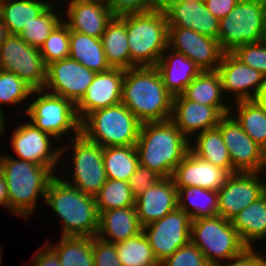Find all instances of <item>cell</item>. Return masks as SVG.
<instances>
[{
    "label": "cell",
    "instance_id": "obj_1",
    "mask_svg": "<svg viewBox=\"0 0 266 266\" xmlns=\"http://www.w3.org/2000/svg\"><path fill=\"white\" fill-rule=\"evenodd\" d=\"M121 102L141 123L171 120L173 96L155 66L125 70Z\"/></svg>",
    "mask_w": 266,
    "mask_h": 266
},
{
    "label": "cell",
    "instance_id": "obj_2",
    "mask_svg": "<svg viewBox=\"0 0 266 266\" xmlns=\"http://www.w3.org/2000/svg\"><path fill=\"white\" fill-rule=\"evenodd\" d=\"M139 163L170 178L190 150V140L171 121L142 123L136 143Z\"/></svg>",
    "mask_w": 266,
    "mask_h": 266
},
{
    "label": "cell",
    "instance_id": "obj_3",
    "mask_svg": "<svg viewBox=\"0 0 266 266\" xmlns=\"http://www.w3.org/2000/svg\"><path fill=\"white\" fill-rule=\"evenodd\" d=\"M44 201L63 221L61 236L97 235L99 213L95 196L84 194L55 174L49 181Z\"/></svg>",
    "mask_w": 266,
    "mask_h": 266
},
{
    "label": "cell",
    "instance_id": "obj_4",
    "mask_svg": "<svg viewBox=\"0 0 266 266\" xmlns=\"http://www.w3.org/2000/svg\"><path fill=\"white\" fill-rule=\"evenodd\" d=\"M0 170L7 183L9 211L16 216L29 217L36 209L39 194L45 199L54 173L48 167L3 155L0 157Z\"/></svg>",
    "mask_w": 266,
    "mask_h": 266
},
{
    "label": "cell",
    "instance_id": "obj_5",
    "mask_svg": "<svg viewBox=\"0 0 266 266\" xmlns=\"http://www.w3.org/2000/svg\"><path fill=\"white\" fill-rule=\"evenodd\" d=\"M130 68L156 66L168 47V24L162 7L126 14Z\"/></svg>",
    "mask_w": 266,
    "mask_h": 266
},
{
    "label": "cell",
    "instance_id": "obj_6",
    "mask_svg": "<svg viewBox=\"0 0 266 266\" xmlns=\"http://www.w3.org/2000/svg\"><path fill=\"white\" fill-rule=\"evenodd\" d=\"M142 123L121 102L89 113L81 121V133L103 148L136 145Z\"/></svg>",
    "mask_w": 266,
    "mask_h": 266
},
{
    "label": "cell",
    "instance_id": "obj_7",
    "mask_svg": "<svg viewBox=\"0 0 266 266\" xmlns=\"http://www.w3.org/2000/svg\"><path fill=\"white\" fill-rule=\"evenodd\" d=\"M190 241L212 266L236 257L248 248L231 221L219 215L192 220Z\"/></svg>",
    "mask_w": 266,
    "mask_h": 266
},
{
    "label": "cell",
    "instance_id": "obj_8",
    "mask_svg": "<svg viewBox=\"0 0 266 266\" xmlns=\"http://www.w3.org/2000/svg\"><path fill=\"white\" fill-rule=\"evenodd\" d=\"M31 97L35 100L28 106L26 113L38 129L57 139L71 131L74 136L81 133V121L75 104L70 100L44 89L33 90Z\"/></svg>",
    "mask_w": 266,
    "mask_h": 266
},
{
    "label": "cell",
    "instance_id": "obj_9",
    "mask_svg": "<svg viewBox=\"0 0 266 266\" xmlns=\"http://www.w3.org/2000/svg\"><path fill=\"white\" fill-rule=\"evenodd\" d=\"M265 5L266 0H239L228 15L220 19L217 40L224 53L260 40Z\"/></svg>",
    "mask_w": 266,
    "mask_h": 266
},
{
    "label": "cell",
    "instance_id": "obj_10",
    "mask_svg": "<svg viewBox=\"0 0 266 266\" xmlns=\"http://www.w3.org/2000/svg\"><path fill=\"white\" fill-rule=\"evenodd\" d=\"M0 63L4 71L12 72L33 90L43 89L47 65L38 48L27 44L19 35L8 34L0 46Z\"/></svg>",
    "mask_w": 266,
    "mask_h": 266
},
{
    "label": "cell",
    "instance_id": "obj_11",
    "mask_svg": "<svg viewBox=\"0 0 266 266\" xmlns=\"http://www.w3.org/2000/svg\"><path fill=\"white\" fill-rule=\"evenodd\" d=\"M71 143H74L71 151L74 154L71 160L74 166L73 181L71 183L70 179L67 181L65 178L64 181L84 194L95 196L107 181L103 163L104 148L88 140L82 133L75 136Z\"/></svg>",
    "mask_w": 266,
    "mask_h": 266
},
{
    "label": "cell",
    "instance_id": "obj_12",
    "mask_svg": "<svg viewBox=\"0 0 266 266\" xmlns=\"http://www.w3.org/2000/svg\"><path fill=\"white\" fill-rule=\"evenodd\" d=\"M191 221L185 211L177 208L163 218L142 227L159 263L190 242Z\"/></svg>",
    "mask_w": 266,
    "mask_h": 266
},
{
    "label": "cell",
    "instance_id": "obj_13",
    "mask_svg": "<svg viewBox=\"0 0 266 266\" xmlns=\"http://www.w3.org/2000/svg\"><path fill=\"white\" fill-rule=\"evenodd\" d=\"M224 143L236 172L264 173L266 152L254 142L230 115H225L219 122Z\"/></svg>",
    "mask_w": 266,
    "mask_h": 266
},
{
    "label": "cell",
    "instance_id": "obj_14",
    "mask_svg": "<svg viewBox=\"0 0 266 266\" xmlns=\"http://www.w3.org/2000/svg\"><path fill=\"white\" fill-rule=\"evenodd\" d=\"M18 126L15 128L10 139L12 149L19 156L17 159L48 167L55 173L54 167L59 162L62 154L66 153V145L65 148L64 146L61 148L57 147V149L55 147L53 151L51 141L54 140V137L50 134L41 131L30 121Z\"/></svg>",
    "mask_w": 266,
    "mask_h": 266
},
{
    "label": "cell",
    "instance_id": "obj_15",
    "mask_svg": "<svg viewBox=\"0 0 266 266\" xmlns=\"http://www.w3.org/2000/svg\"><path fill=\"white\" fill-rule=\"evenodd\" d=\"M259 172H236L217 191L218 215L231 221L249 204L265 194Z\"/></svg>",
    "mask_w": 266,
    "mask_h": 266
},
{
    "label": "cell",
    "instance_id": "obj_16",
    "mask_svg": "<svg viewBox=\"0 0 266 266\" xmlns=\"http://www.w3.org/2000/svg\"><path fill=\"white\" fill-rule=\"evenodd\" d=\"M168 47L192 60L201 71L217 70L224 54L217 39L177 26H168Z\"/></svg>",
    "mask_w": 266,
    "mask_h": 266
},
{
    "label": "cell",
    "instance_id": "obj_17",
    "mask_svg": "<svg viewBox=\"0 0 266 266\" xmlns=\"http://www.w3.org/2000/svg\"><path fill=\"white\" fill-rule=\"evenodd\" d=\"M96 73L71 58L47 65V78L43 89L77 104L87 92Z\"/></svg>",
    "mask_w": 266,
    "mask_h": 266
},
{
    "label": "cell",
    "instance_id": "obj_18",
    "mask_svg": "<svg viewBox=\"0 0 266 266\" xmlns=\"http://www.w3.org/2000/svg\"><path fill=\"white\" fill-rule=\"evenodd\" d=\"M231 107H213L190 100L182 95L173 97L171 121L192 143L193 133L216 128L220 120L231 113ZM190 137V138H189Z\"/></svg>",
    "mask_w": 266,
    "mask_h": 266
},
{
    "label": "cell",
    "instance_id": "obj_19",
    "mask_svg": "<svg viewBox=\"0 0 266 266\" xmlns=\"http://www.w3.org/2000/svg\"><path fill=\"white\" fill-rule=\"evenodd\" d=\"M168 26L195 30L201 35L218 38L219 23L206 8L205 3L197 0H162Z\"/></svg>",
    "mask_w": 266,
    "mask_h": 266
},
{
    "label": "cell",
    "instance_id": "obj_20",
    "mask_svg": "<svg viewBox=\"0 0 266 266\" xmlns=\"http://www.w3.org/2000/svg\"><path fill=\"white\" fill-rule=\"evenodd\" d=\"M217 72L220 75L223 93L231 92L236 101L255 100L264 85L263 74L242 63L232 53L223 54Z\"/></svg>",
    "mask_w": 266,
    "mask_h": 266
},
{
    "label": "cell",
    "instance_id": "obj_21",
    "mask_svg": "<svg viewBox=\"0 0 266 266\" xmlns=\"http://www.w3.org/2000/svg\"><path fill=\"white\" fill-rule=\"evenodd\" d=\"M124 75L125 70L121 68H110L96 73L87 92L75 105L80 121L97 109L121 103Z\"/></svg>",
    "mask_w": 266,
    "mask_h": 266
},
{
    "label": "cell",
    "instance_id": "obj_22",
    "mask_svg": "<svg viewBox=\"0 0 266 266\" xmlns=\"http://www.w3.org/2000/svg\"><path fill=\"white\" fill-rule=\"evenodd\" d=\"M230 176L227 170L199 158L189 150L174 169L171 178L177 189L201 187L218 191Z\"/></svg>",
    "mask_w": 266,
    "mask_h": 266
},
{
    "label": "cell",
    "instance_id": "obj_23",
    "mask_svg": "<svg viewBox=\"0 0 266 266\" xmlns=\"http://www.w3.org/2000/svg\"><path fill=\"white\" fill-rule=\"evenodd\" d=\"M113 17L105 0H73L67 6L69 20L63 22L70 31L101 38Z\"/></svg>",
    "mask_w": 266,
    "mask_h": 266
},
{
    "label": "cell",
    "instance_id": "obj_24",
    "mask_svg": "<svg viewBox=\"0 0 266 266\" xmlns=\"http://www.w3.org/2000/svg\"><path fill=\"white\" fill-rule=\"evenodd\" d=\"M135 207L142 227L163 218L178 208V190L173 179L162 178L135 198Z\"/></svg>",
    "mask_w": 266,
    "mask_h": 266
},
{
    "label": "cell",
    "instance_id": "obj_25",
    "mask_svg": "<svg viewBox=\"0 0 266 266\" xmlns=\"http://www.w3.org/2000/svg\"><path fill=\"white\" fill-rule=\"evenodd\" d=\"M163 84L173 96L181 95L201 72V69L182 53L167 47L156 64Z\"/></svg>",
    "mask_w": 266,
    "mask_h": 266
},
{
    "label": "cell",
    "instance_id": "obj_26",
    "mask_svg": "<svg viewBox=\"0 0 266 266\" xmlns=\"http://www.w3.org/2000/svg\"><path fill=\"white\" fill-rule=\"evenodd\" d=\"M141 232L142 226L135 206L111 209L99 214V228L96 236L103 241L116 244Z\"/></svg>",
    "mask_w": 266,
    "mask_h": 266
},
{
    "label": "cell",
    "instance_id": "obj_27",
    "mask_svg": "<svg viewBox=\"0 0 266 266\" xmlns=\"http://www.w3.org/2000/svg\"><path fill=\"white\" fill-rule=\"evenodd\" d=\"M107 63L111 68L130 69L126 15L114 16L101 36Z\"/></svg>",
    "mask_w": 266,
    "mask_h": 266
},
{
    "label": "cell",
    "instance_id": "obj_28",
    "mask_svg": "<svg viewBox=\"0 0 266 266\" xmlns=\"http://www.w3.org/2000/svg\"><path fill=\"white\" fill-rule=\"evenodd\" d=\"M231 223L242 242L252 248L253 241L266 236V193L239 212Z\"/></svg>",
    "mask_w": 266,
    "mask_h": 266
},
{
    "label": "cell",
    "instance_id": "obj_29",
    "mask_svg": "<svg viewBox=\"0 0 266 266\" xmlns=\"http://www.w3.org/2000/svg\"><path fill=\"white\" fill-rule=\"evenodd\" d=\"M69 58L76 60L95 73L111 67L107 63L101 38L70 31Z\"/></svg>",
    "mask_w": 266,
    "mask_h": 266
},
{
    "label": "cell",
    "instance_id": "obj_30",
    "mask_svg": "<svg viewBox=\"0 0 266 266\" xmlns=\"http://www.w3.org/2000/svg\"><path fill=\"white\" fill-rule=\"evenodd\" d=\"M39 0H3L0 18L8 34L18 35L33 18L41 15L49 6Z\"/></svg>",
    "mask_w": 266,
    "mask_h": 266
},
{
    "label": "cell",
    "instance_id": "obj_31",
    "mask_svg": "<svg viewBox=\"0 0 266 266\" xmlns=\"http://www.w3.org/2000/svg\"><path fill=\"white\" fill-rule=\"evenodd\" d=\"M197 134L196 140L193 141L194 145L190 142V151L230 174L236 173L220 130L216 127Z\"/></svg>",
    "mask_w": 266,
    "mask_h": 266
},
{
    "label": "cell",
    "instance_id": "obj_32",
    "mask_svg": "<svg viewBox=\"0 0 266 266\" xmlns=\"http://www.w3.org/2000/svg\"><path fill=\"white\" fill-rule=\"evenodd\" d=\"M220 75L215 71H201L181 94L186 100L213 107H230L224 104Z\"/></svg>",
    "mask_w": 266,
    "mask_h": 266
},
{
    "label": "cell",
    "instance_id": "obj_33",
    "mask_svg": "<svg viewBox=\"0 0 266 266\" xmlns=\"http://www.w3.org/2000/svg\"><path fill=\"white\" fill-rule=\"evenodd\" d=\"M177 190L178 208L185 211L192 220L218 215L217 191L201 187H186Z\"/></svg>",
    "mask_w": 266,
    "mask_h": 266
},
{
    "label": "cell",
    "instance_id": "obj_34",
    "mask_svg": "<svg viewBox=\"0 0 266 266\" xmlns=\"http://www.w3.org/2000/svg\"><path fill=\"white\" fill-rule=\"evenodd\" d=\"M103 163L107 179L128 182L139 164L136 146L105 147Z\"/></svg>",
    "mask_w": 266,
    "mask_h": 266
},
{
    "label": "cell",
    "instance_id": "obj_35",
    "mask_svg": "<svg viewBox=\"0 0 266 266\" xmlns=\"http://www.w3.org/2000/svg\"><path fill=\"white\" fill-rule=\"evenodd\" d=\"M237 116H233L245 133L266 152V112L256 100L236 101Z\"/></svg>",
    "mask_w": 266,
    "mask_h": 266
},
{
    "label": "cell",
    "instance_id": "obj_36",
    "mask_svg": "<svg viewBox=\"0 0 266 266\" xmlns=\"http://www.w3.org/2000/svg\"><path fill=\"white\" fill-rule=\"evenodd\" d=\"M50 247L61 266H94L92 237L61 236L59 244Z\"/></svg>",
    "mask_w": 266,
    "mask_h": 266
},
{
    "label": "cell",
    "instance_id": "obj_37",
    "mask_svg": "<svg viewBox=\"0 0 266 266\" xmlns=\"http://www.w3.org/2000/svg\"><path fill=\"white\" fill-rule=\"evenodd\" d=\"M115 247L123 266H160L143 231L116 243Z\"/></svg>",
    "mask_w": 266,
    "mask_h": 266
},
{
    "label": "cell",
    "instance_id": "obj_38",
    "mask_svg": "<svg viewBox=\"0 0 266 266\" xmlns=\"http://www.w3.org/2000/svg\"><path fill=\"white\" fill-rule=\"evenodd\" d=\"M98 213L111 209L135 206V197L128 182L107 179L95 195Z\"/></svg>",
    "mask_w": 266,
    "mask_h": 266
},
{
    "label": "cell",
    "instance_id": "obj_39",
    "mask_svg": "<svg viewBox=\"0 0 266 266\" xmlns=\"http://www.w3.org/2000/svg\"><path fill=\"white\" fill-rule=\"evenodd\" d=\"M51 4L41 15L33 18L18 34L27 44L40 49L50 33L62 22L61 18L53 12Z\"/></svg>",
    "mask_w": 266,
    "mask_h": 266
},
{
    "label": "cell",
    "instance_id": "obj_40",
    "mask_svg": "<svg viewBox=\"0 0 266 266\" xmlns=\"http://www.w3.org/2000/svg\"><path fill=\"white\" fill-rule=\"evenodd\" d=\"M63 20L50 33L49 37L39 49L46 65L69 58L70 30Z\"/></svg>",
    "mask_w": 266,
    "mask_h": 266
},
{
    "label": "cell",
    "instance_id": "obj_41",
    "mask_svg": "<svg viewBox=\"0 0 266 266\" xmlns=\"http://www.w3.org/2000/svg\"><path fill=\"white\" fill-rule=\"evenodd\" d=\"M33 92V89L21 78L12 72H0V107L2 104H19L24 102Z\"/></svg>",
    "mask_w": 266,
    "mask_h": 266
},
{
    "label": "cell",
    "instance_id": "obj_42",
    "mask_svg": "<svg viewBox=\"0 0 266 266\" xmlns=\"http://www.w3.org/2000/svg\"><path fill=\"white\" fill-rule=\"evenodd\" d=\"M231 53L242 63L260 71L266 78V44L261 41L248 43Z\"/></svg>",
    "mask_w": 266,
    "mask_h": 266
},
{
    "label": "cell",
    "instance_id": "obj_43",
    "mask_svg": "<svg viewBox=\"0 0 266 266\" xmlns=\"http://www.w3.org/2000/svg\"><path fill=\"white\" fill-rule=\"evenodd\" d=\"M160 266H212L204 257L201 250L191 241L178 248L167 257Z\"/></svg>",
    "mask_w": 266,
    "mask_h": 266
},
{
    "label": "cell",
    "instance_id": "obj_44",
    "mask_svg": "<svg viewBox=\"0 0 266 266\" xmlns=\"http://www.w3.org/2000/svg\"><path fill=\"white\" fill-rule=\"evenodd\" d=\"M114 16L142 13L161 7L162 0H105Z\"/></svg>",
    "mask_w": 266,
    "mask_h": 266
},
{
    "label": "cell",
    "instance_id": "obj_45",
    "mask_svg": "<svg viewBox=\"0 0 266 266\" xmlns=\"http://www.w3.org/2000/svg\"><path fill=\"white\" fill-rule=\"evenodd\" d=\"M94 266H123L118 259L115 244L92 237Z\"/></svg>",
    "mask_w": 266,
    "mask_h": 266
},
{
    "label": "cell",
    "instance_id": "obj_46",
    "mask_svg": "<svg viewBox=\"0 0 266 266\" xmlns=\"http://www.w3.org/2000/svg\"><path fill=\"white\" fill-rule=\"evenodd\" d=\"M162 178L163 177L156 171L151 170L139 163L137 165L136 171L129 178L128 184L133 192L134 197L136 198Z\"/></svg>",
    "mask_w": 266,
    "mask_h": 266
},
{
    "label": "cell",
    "instance_id": "obj_47",
    "mask_svg": "<svg viewBox=\"0 0 266 266\" xmlns=\"http://www.w3.org/2000/svg\"><path fill=\"white\" fill-rule=\"evenodd\" d=\"M227 261L225 264L221 262L213 266H261L258 253L254 247L245 249L240 255L230 258Z\"/></svg>",
    "mask_w": 266,
    "mask_h": 266
},
{
    "label": "cell",
    "instance_id": "obj_48",
    "mask_svg": "<svg viewBox=\"0 0 266 266\" xmlns=\"http://www.w3.org/2000/svg\"><path fill=\"white\" fill-rule=\"evenodd\" d=\"M31 263L33 266H61L56 252L48 244L37 250Z\"/></svg>",
    "mask_w": 266,
    "mask_h": 266
},
{
    "label": "cell",
    "instance_id": "obj_49",
    "mask_svg": "<svg viewBox=\"0 0 266 266\" xmlns=\"http://www.w3.org/2000/svg\"><path fill=\"white\" fill-rule=\"evenodd\" d=\"M239 0H205L206 8L217 19H222L238 4Z\"/></svg>",
    "mask_w": 266,
    "mask_h": 266
},
{
    "label": "cell",
    "instance_id": "obj_50",
    "mask_svg": "<svg viewBox=\"0 0 266 266\" xmlns=\"http://www.w3.org/2000/svg\"><path fill=\"white\" fill-rule=\"evenodd\" d=\"M0 205L9 209V196L7 190V183L3 172L0 170Z\"/></svg>",
    "mask_w": 266,
    "mask_h": 266
},
{
    "label": "cell",
    "instance_id": "obj_51",
    "mask_svg": "<svg viewBox=\"0 0 266 266\" xmlns=\"http://www.w3.org/2000/svg\"><path fill=\"white\" fill-rule=\"evenodd\" d=\"M255 100L262 107V109L266 112V78L264 79V85L261 88L258 95L256 96Z\"/></svg>",
    "mask_w": 266,
    "mask_h": 266
},
{
    "label": "cell",
    "instance_id": "obj_52",
    "mask_svg": "<svg viewBox=\"0 0 266 266\" xmlns=\"http://www.w3.org/2000/svg\"><path fill=\"white\" fill-rule=\"evenodd\" d=\"M259 41H261L263 44H266V5H265L264 16H263L261 37Z\"/></svg>",
    "mask_w": 266,
    "mask_h": 266
},
{
    "label": "cell",
    "instance_id": "obj_53",
    "mask_svg": "<svg viewBox=\"0 0 266 266\" xmlns=\"http://www.w3.org/2000/svg\"><path fill=\"white\" fill-rule=\"evenodd\" d=\"M8 35L6 27L4 26L1 18H0V46L5 41L6 36Z\"/></svg>",
    "mask_w": 266,
    "mask_h": 266
},
{
    "label": "cell",
    "instance_id": "obj_54",
    "mask_svg": "<svg viewBox=\"0 0 266 266\" xmlns=\"http://www.w3.org/2000/svg\"><path fill=\"white\" fill-rule=\"evenodd\" d=\"M5 119H4V116H3V111H2V108L0 107V135L3 134V132L5 131Z\"/></svg>",
    "mask_w": 266,
    "mask_h": 266
},
{
    "label": "cell",
    "instance_id": "obj_55",
    "mask_svg": "<svg viewBox=\"0 0 266 266\" xmlns=\"http://www.w3.org/2000/svg\"><path fill=\"white\" fill-rule=\"evenodd\" d=\"M260 262H261V266H266V259L263 258V256H261V254L258 253Z\"/></svg>",
    "mask_w": 266,
    "mask_h": 266
},
{
    "label": "cell",
    "instance_id": "obj_56",
    "mask_svg": "<svg viewBox=\"0 0 266 266\" xmlns=\"http://www.w3.org/2000/svg\"><path fill=\"white\" fill-rule=\"evenodd\" d=\"M264 171L266 170V164L263 167ZM265 193H266V182H265Z\"/></svg>",
    "mask_w": 266,
    "mask_h": 266
},
{
    "label": "cell",
    "instance_id": "obj_57",
    "mask_svg": "<svg viewBox=\"0 0 266 266\" xmlns=\"http://www.w3.org/2000/svg\"><path fill=\"white\" fill-rule=\"evenodd\" d=\"M2 251H1V247H0V265H1V258H2V253H1Z\"/></svg>",
    "mask_w": 266,
    "mask_h": 266
},
{
    "label": "cell",
    "instance_id": "obj_58",
    "mask_svg": "<svg viewBox=\"0 0 266 266\" xmlns=\"http://www.w3.org/2000/svg\"><path fill=\"white\" fill-rule=\"evenodd\" d=\"M2 1H3V0H0V11H1V6H2Z\"/></svg>",
    "mask_w": 266,
    "mask_h": 266
}]
</instances>
